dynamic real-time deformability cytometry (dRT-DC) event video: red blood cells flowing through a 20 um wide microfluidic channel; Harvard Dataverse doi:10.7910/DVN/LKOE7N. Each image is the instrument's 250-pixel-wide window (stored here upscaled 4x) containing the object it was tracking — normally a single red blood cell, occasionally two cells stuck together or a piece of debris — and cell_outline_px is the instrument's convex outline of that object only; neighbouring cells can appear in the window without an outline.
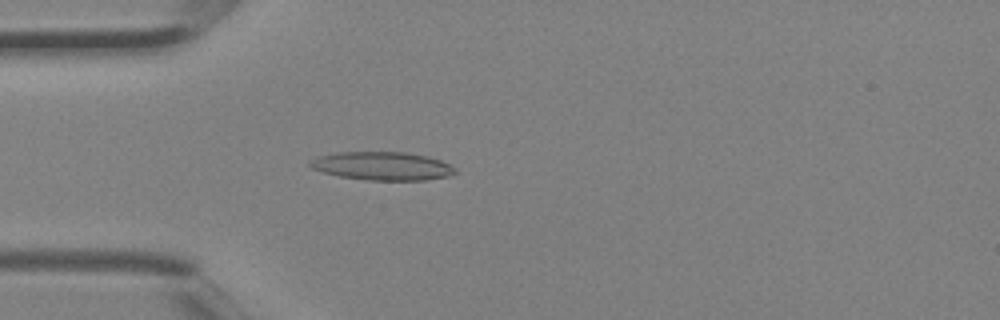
{"species": "Egyptian fruit bat (a non-hibernating species)", "species_latin": "Rousettus aegyptiacus", "temperature_condition": "room temperature", "stored_images_in_passage": 3, "camera_frame_rate_fps": 3000, "um_per_image_px": 0.085, "animal": {"sex": "female"}, "frame": {"image": 1, "passage_image": 3, "time_ms": 0.667, "image_size_px": [1000, 320], "cell_outline_px": [[456, 172], [448, 176], [424, 180], [368, 180], [340, 176], [324, 172], [312, 168], [308, 164], [308, 160], [316, 156], [336, 152], [404, 152], [428, 156], [440, 160], [456, 168]], "centroid_in_image_um": [32.46, 14.1], "position_along_channel_um": 52.5, "area_um2": 23.99}}